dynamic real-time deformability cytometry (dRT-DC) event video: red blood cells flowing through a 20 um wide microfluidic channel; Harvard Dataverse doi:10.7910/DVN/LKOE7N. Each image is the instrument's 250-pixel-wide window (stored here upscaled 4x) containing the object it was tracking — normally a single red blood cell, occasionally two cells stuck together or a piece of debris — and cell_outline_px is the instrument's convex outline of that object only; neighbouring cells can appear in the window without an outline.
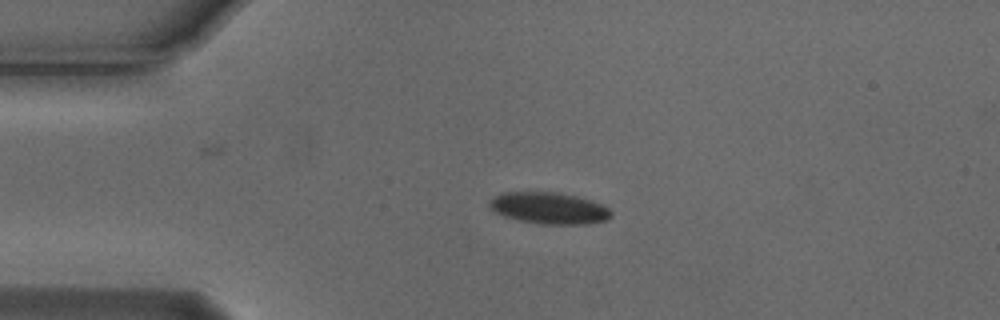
{"species": "Egyptian fruit bat (a non-hibernating species)", "species_latin": "Rousettus aegyptiacus", "temperature_condition": "cold", "stored_images_in_passage": 5, "camera_frame_rate_fps": 3000, "um_per_image_px": 0.085, "animal": {"sex": "male"}, "frame": {"image": 1, "passage_image": 3, "time_ms": 0.667, "image_size_px": [1000, 320], "cell_outline_px": [[612, 216], [608, 220], [588, 224], [540, 224], [520, 220], [504, 216], [488, 208], [488, 200], [500, 192], [556, 192], [576, 196], [600, 204], [608, 208], [612, 212]], "centroid_in_image_um": [46.63, 17.69], "position_along_channel_um": 38.4, "area_um2": 22.48}}
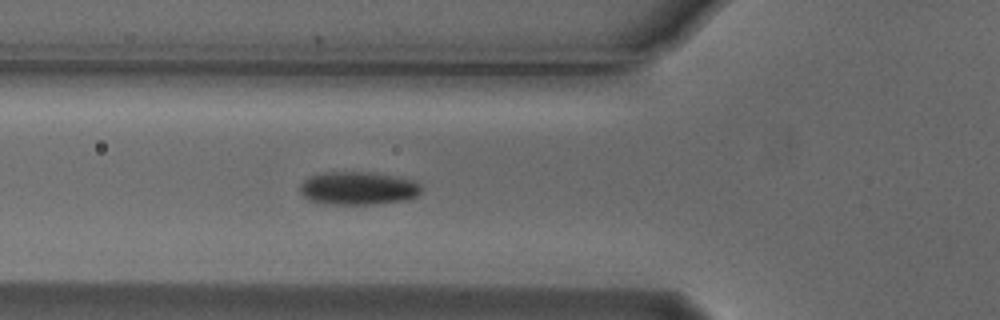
{"frame": {"image": 2, "passage_image": 5, "time_ms": 1.333, "image_size_px": [1000, 320], "cell_outline_px": [[424, 188], [416, 196], [404, 200], [376, 204], [324, 204], [312, 200], [304, 196], [300, 192], [300, 184], [304, 180], [312, 176], [324, 172], [368, 172], [396, 176], [416, 180]], "centroid_in_image_um": [30.48, 16.0], "position_along_channel_um": 95.3, "area_um2": 23.47}}